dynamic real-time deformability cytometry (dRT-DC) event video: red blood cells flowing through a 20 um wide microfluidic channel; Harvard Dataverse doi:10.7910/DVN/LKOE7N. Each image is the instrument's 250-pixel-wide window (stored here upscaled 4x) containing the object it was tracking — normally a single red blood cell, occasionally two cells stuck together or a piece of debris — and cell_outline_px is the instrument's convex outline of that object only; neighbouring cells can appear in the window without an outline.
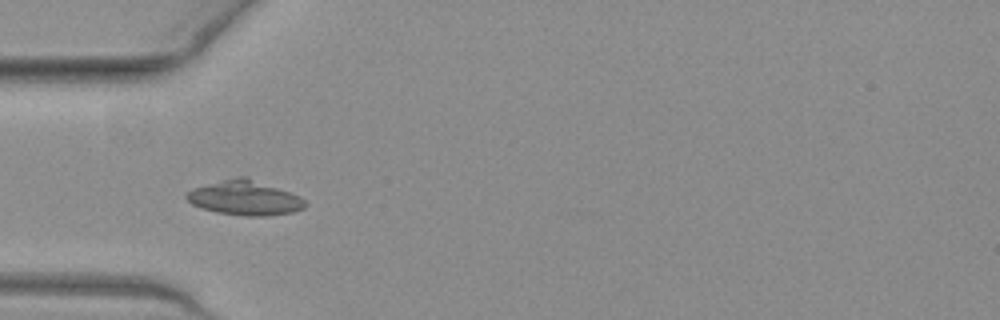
{"species": "common noctule bat (a hibernating species)", "species_latin": "Nyctalus noctula", "temperature_condition": "warm", "stored_images_in_passage": 39, "camera_frame_rate_fps": 3000, "um_per_image_px": 0.085, "animal": {"sex": "female", "body_mass_g": 19.3, "forearm_length_mm": 54.1}, "frame": {"image": 1, "passage_image": 6, "time_ms": 1.667, "image_size_px": [1000, 320], "cell_outline_px": [[308, 204], [304, 208], [292, 212], [264, 216], [244, 216], [216, 212], [192, 204], [184, 196], [192, 188], [236, 176], [248, 176], [300, 196]], "centroid_in_image_um": [20.82, 16.81], "position_along_channel_um": 64.2, "area_um2": 23.93}}
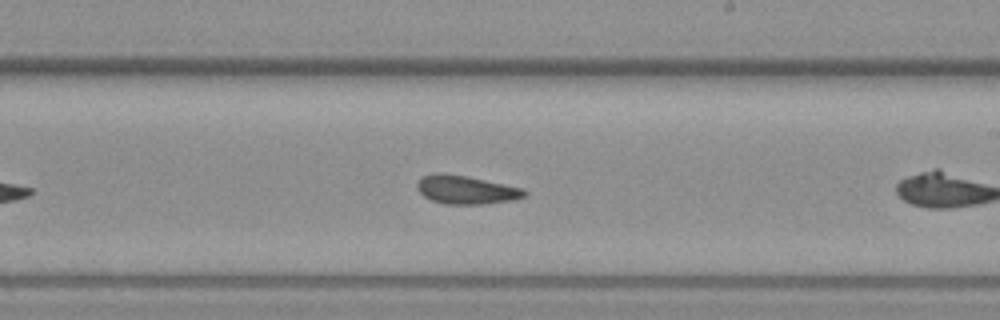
{"frame": {"image": 2, "passage_image": 17, "time_ms": 5.333, "image_size_px": [1000, 320], "cell_outline_px": [[528, 192], [524, 196], [512, 200], [484, 204], [444, 204], [432, 200], [424, 196], [416, 188], [416, 184], [420, 176], [436, 172], [444, 172], [524, 188]], "centroid_in_image_um": [39.57, 16.12], "position_along_channel_um": 249.4, "area_um2": 17.86}}
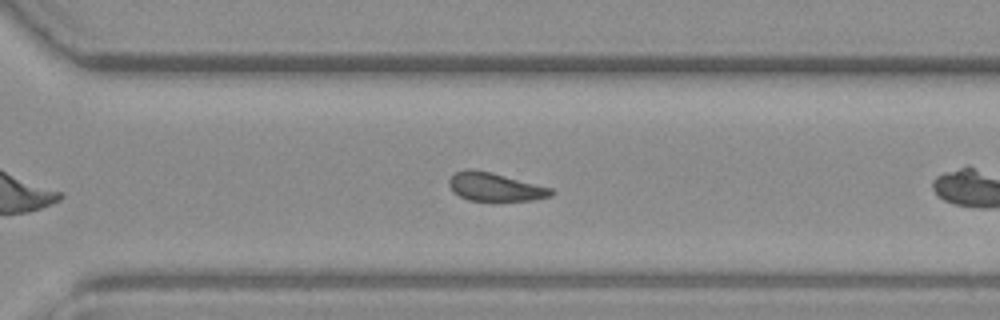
{"frame": {"image": 3, "passage_image": 23, "time_ms": 7.333, "image_size_px": [1000, 320], "cell_outline_px": [[556, 192], [552, 196], [536, 200], [468, 200], [452, 192], [448, 184], [448, 180], [456, 172], [464, 168], [472, 168], [492, 172], [552, 188]], "centroid_in_image_um": [42.08, 15.87], "position_along_channel_um": 328.5, "area_um2": 17.05}, "authors_computed_cell_mechanics": {"area_um2": 17.8602, "velocity_mm_per_s": 3.9545, "shape_relaxation_time_tau1_ms": 3.1281, "shape_relaxation_time_tau2_ms": 2.9881, "deformation_change_tau1": 0.1003, "deformation_change_tau2": 0.0983}}